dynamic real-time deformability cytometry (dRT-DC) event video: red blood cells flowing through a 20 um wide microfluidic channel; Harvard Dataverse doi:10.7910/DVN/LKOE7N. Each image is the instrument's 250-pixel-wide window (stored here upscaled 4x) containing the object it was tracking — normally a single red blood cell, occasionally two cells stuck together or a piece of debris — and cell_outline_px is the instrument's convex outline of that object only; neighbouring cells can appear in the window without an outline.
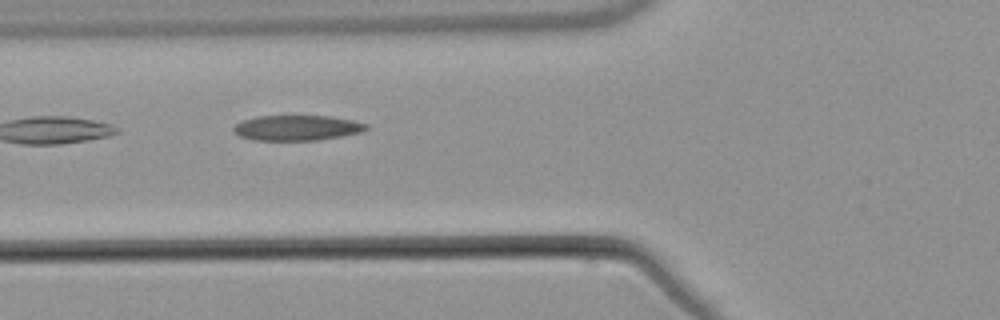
{"species": "common noctule bat (a hibernating species)", "species_latin": "Nyctalus noctula", "temperature_condition": "warm", "stored_images_in_passage": 5, "camera_frame_rate_fps": 3000, "um_per_image_px": 0.085, "animal": {"sex": "male", "body_mass_g": 21.5, "forearm_length_mm": 52.0}, "frame": {"image": 1, "passage_image": 4, "time_ms": 3.667, "image_size_px": [1000, 320], "cell_outline_px": [[372, 128], [364, 132], [320, 140], [252, 140], [240, 136], [232, 132], [232, 128], [236, 124], [244, 120], [256, 116], [332, 116], [352, 120], [368, 124]], "centroid_in_image_um": [25.29, 10.87], "position_along_channel_um": 100.5, "area_um2": 19.83}}